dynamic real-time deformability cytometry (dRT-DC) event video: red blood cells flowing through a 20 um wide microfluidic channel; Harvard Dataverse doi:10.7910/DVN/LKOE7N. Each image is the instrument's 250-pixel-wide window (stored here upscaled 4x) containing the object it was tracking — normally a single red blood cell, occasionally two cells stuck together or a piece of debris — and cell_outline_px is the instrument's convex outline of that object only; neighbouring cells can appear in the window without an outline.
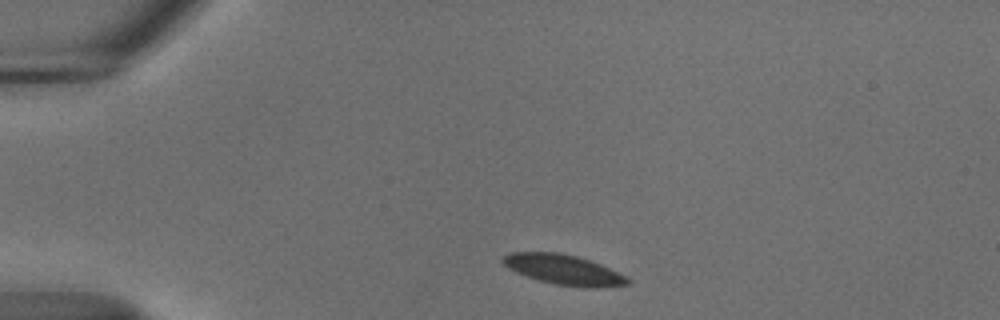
{"species": "common noctule bat (a hibernating species)", "species_latin": "Nyctalus noctula", "temperature_condition": "cold", "stored_images_in_passage": 44, "camera_frame_rate_fps": 3000, "um_per_image_px": 0.085, "animal": {"sex": "male", "body_mass_g": 18.8}, "frame": {"image": 1, "passage_image": 1, "time_ms": 0.0, "image_size_px": [1000, 320], "cell_outline_px": [[632, 280], [628, 284], [604, 288], [584, 288], [556, 284], [540, 280], [516, 272], [508, 268], [500, 260], [508, 252], [560, 252], [576, 256], [600, 264], [628, 276]], "centroid_in_image_um": [47.95, 22.93], "position_along_channel_um": 37.0, "area_um2": 21.96}}
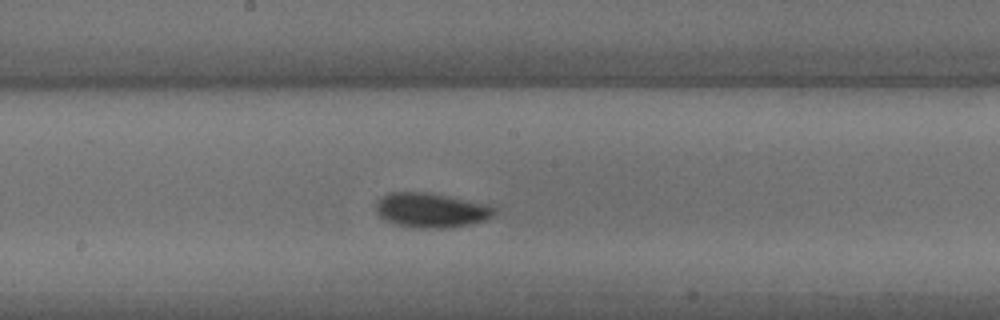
{"frame": {"image": 2, "passage_image": 19, "time_ms": 6.0, "image_size_px": [1000, 320], "cell_outline_px": [[496, 212], [492, 216], [484, 220], [468, 224], [448, 228], [416, 228], [396, 224], [384, 220], [376, 212], [376, 200], [380, 196], [388, 192], [432, 192], [488, 204], [496, 208]], "centroid_in_image_um": [36.62, 17.85], "position_along_channel_um": 211.6, "area_um2": 24.22}}
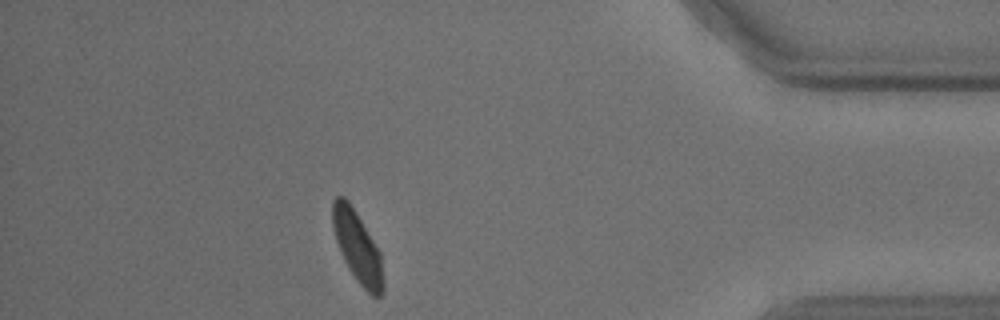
{"frame": {"image": 3, "passage_image": 38, "time_ms": 12.333, "image_size_px": [1000, 320], "cell_outline_px": [[384, 292], [380, 296], [372, 296], [356, 280], [348, 268], [344, 260], [336, 240], [332, 224], [332, 200], [336, 196], [344, 196], [348, 200], [356, 212], [380, 252], [384, 280]], "centroid_in_image_um": [30.38, 20.99], "position_along_channel_um": 404.8, "area_um2": 20.92}, "authors_computed_cell_mechanics": {"area_um2": 22.2819, "velocity_mm_per_s": 3.6519, "shape_relaxation_time_tau1_ms": 3.3211, "shape_relaxation_time_tau2_ms": null, "deformation_change_tau1": 0.1051, "deformation_change_tau2": null}}